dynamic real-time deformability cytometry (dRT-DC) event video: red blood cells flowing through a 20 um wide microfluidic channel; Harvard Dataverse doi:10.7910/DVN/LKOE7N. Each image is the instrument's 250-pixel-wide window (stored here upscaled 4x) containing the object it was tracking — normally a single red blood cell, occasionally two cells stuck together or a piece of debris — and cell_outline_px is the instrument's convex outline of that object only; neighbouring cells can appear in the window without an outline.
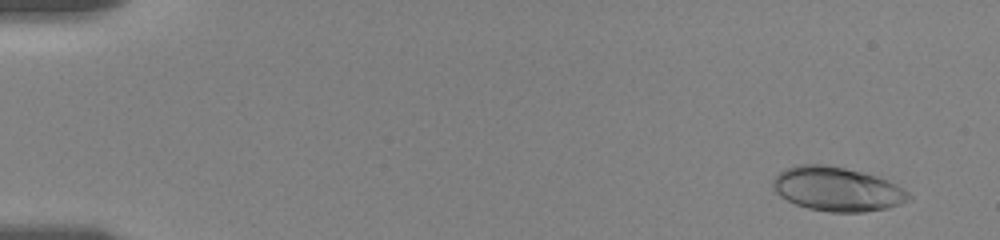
{"species": "human", "species_latin": "Homo sapiens", "temperature_condition": "room temperature", "stored_images_in_passage": 8, "camera_frame_rate_fps": 3000, "um_per_image_px": 0.085, "donor": {"sex": "female"}, "frame": {"image": 1, "passage_image": 2, "time_ms": 1.0, "image_size_px": [1000, 240], "cell_outline_px": [[912, 200], [888, 208], [864, 212], [828, 212], [808, 208], [796, 204], [772, 192], [772, 180], [780, 172], [796, 164], [824, 164], [844, 168], [876, 176], [896, 184], [908, 192], [912, 196]], "centroid_in_image_um": [71.14, 16.08], "position_along_channel_um": 13.9, "area_um2": 35.03}}
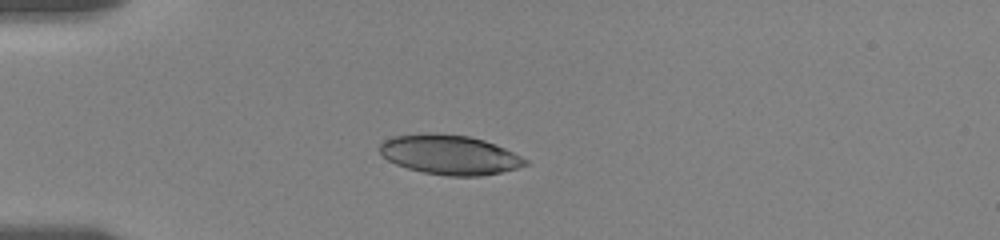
{"frame": {"image": 2, "passage_image": 7, "time_ms": 5.0, "image_size_px": [1000, 240], "cell_outline_px": [[528, 164], [516, 168], [500, 172], [480, 176], [448, 176], [424, 172], [408, 168], [396, 164], [388, 160], [380, 152], [380, 144], [384, 140], [396, 136], [428, 132], [468, 136], [484, 140], [504, 148], [528, 160]], "centroid_in_image_um": [38.21, 13.15], "position_along_channel_um": 46.8, "area_um2": 33.23}}